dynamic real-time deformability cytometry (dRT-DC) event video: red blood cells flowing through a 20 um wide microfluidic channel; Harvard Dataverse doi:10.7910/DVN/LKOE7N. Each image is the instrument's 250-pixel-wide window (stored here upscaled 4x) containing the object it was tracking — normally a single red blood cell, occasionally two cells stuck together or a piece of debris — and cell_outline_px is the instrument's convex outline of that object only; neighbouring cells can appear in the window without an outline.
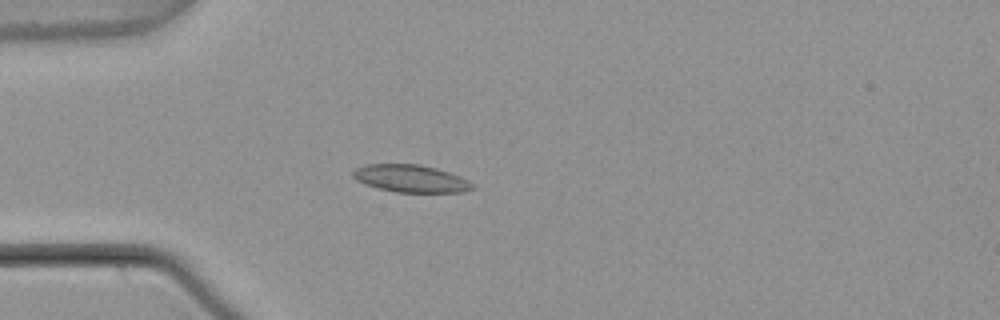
{"species": "common noctule bat (a hibernating species)", "species_latin": "Nyctalus noctula", "temperature_condition": "warm", "stored_images_in_passage": 5, "camera_frame_rate_fps": 3000, "um_per_image_px": 0.085, "animal": {"sex": "male", "body_mass_g": 21.5, "forearm_length_mm": 52.0}, "frame": {"image": 1, "passage_image": 5, "time_ms": 1.333, "image_size_px": [1000, 320], "cell_outline_px": [[476, 188], [464, 192], [396, 192], [376, 188], [364, 184], [356, 180], [352, 176], [352, 172], [356, 168], [364, 164], [420, 164], [436, 168], [448, 172], [468, 180]], "centroid_in_image_um": [34.88, 15.18], "position_along_channel_um": 50.1, "area_um2": 19.19}}